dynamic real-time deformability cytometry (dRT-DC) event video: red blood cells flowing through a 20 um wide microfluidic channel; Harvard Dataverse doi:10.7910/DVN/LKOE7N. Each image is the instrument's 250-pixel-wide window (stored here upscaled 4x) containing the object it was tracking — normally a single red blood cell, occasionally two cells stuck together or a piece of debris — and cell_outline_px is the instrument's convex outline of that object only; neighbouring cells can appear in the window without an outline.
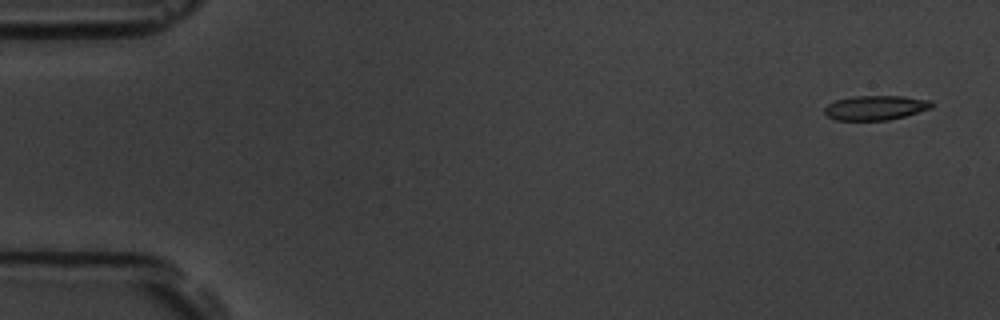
{"species": "common noctule bat (a hibernating species)", "species_latin": "Nyctalus noctula", "temperature_condition": "room temperature", "stored_images_in_passage": 5, "camera_frame_rate_fps": 3000, "um_per_image_px": 0.085, "animal": {"sex": "male", "body_mass_g": 19.5, "forearm_length_mm": 54.6}, "frame": {"image": 1, "passage_image": 1, "time_ms": 0.0, "image_size_px": [1000, 320], "cell_outline_px": [[936, 104], [932, 108], [904, 116], [888, 120], [836, 120], [828, 116], [824, 112], [824, 108], [828, 104], [836, 100], [852, 96], [904, 96], [932, 100]], "centroid_in_image_um": [74.46, 9.15], "position_along_channel_um": 10.5, "area_um2": 15.43}}
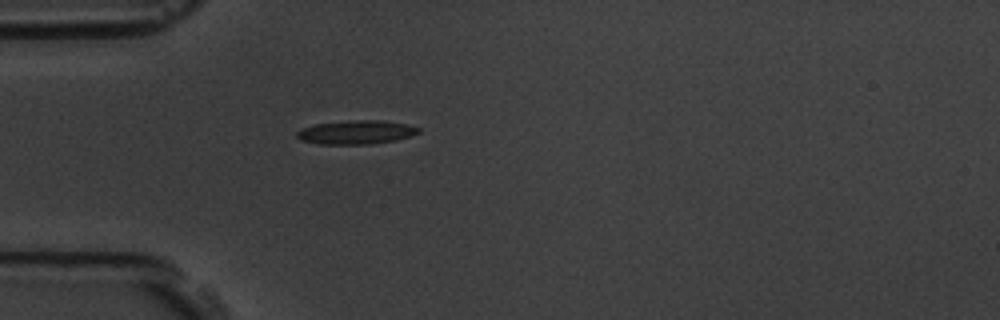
{"frame": {"image": 2, "passage_image": 5, "time_ms": 1.333, "image_size_px": [1000, 320], "cell_outline_px": [[420, 132], [412, 136], [396, 140], [372, 144], [320, 144], [300, 140], [296, 136], [296, 132], [300, 128], [316, 124], [356, 120], [380, 120], [408, 124], [420, 128]], "centroid_in_image_um": [30.29, 11.24], "position_along_channel_um": 54.7, "area_um2": 16.94}}